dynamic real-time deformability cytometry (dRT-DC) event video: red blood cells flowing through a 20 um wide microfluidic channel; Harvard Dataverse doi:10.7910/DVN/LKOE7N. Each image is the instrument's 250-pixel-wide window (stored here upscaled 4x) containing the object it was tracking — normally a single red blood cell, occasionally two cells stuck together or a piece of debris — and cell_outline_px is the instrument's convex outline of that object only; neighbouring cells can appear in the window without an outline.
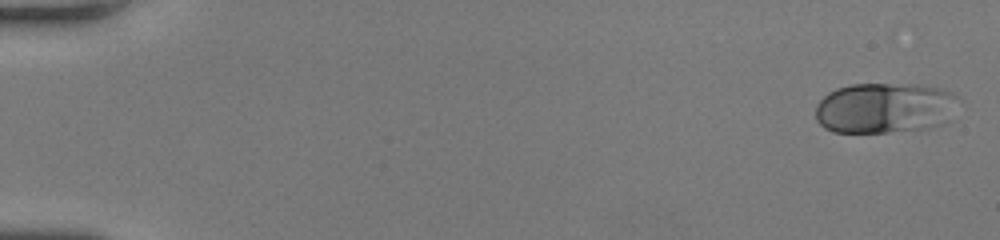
{"species": "human", "species_latin": "Homo sapiens", "temperature_condition": "room temperature", "stored_images_in_passage": 50, "camera_frame_rate_fps": 3000, "um_per_image_px": 0.085, "donor": {"sex": "female"}, "frame": {"image": 1, "passage_image": 1, "time_ms": 0.0, "image_size_px": [1000, 240], "cell_outline_px": [[956, 96], [936, 124], [920, 128], [888, 132], [832, 132], [824, 128], [816, 120], [816, 104], [828, 92], [836, 88], [852, 84], [920, 84], [940, 88], [952, 92]], "centroid_in_image_um": [74.98, 9.14], "position_along_channel_um": 10.0, "area_um2": 40.75}}
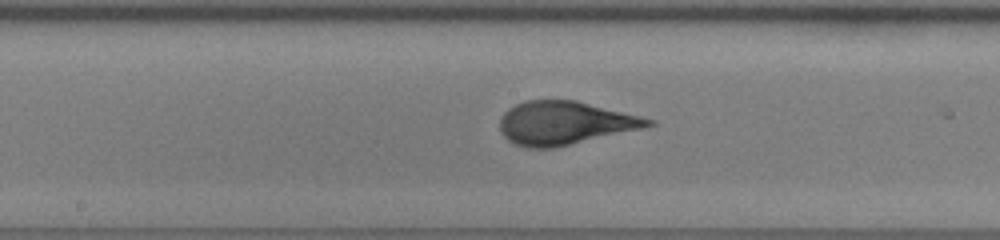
{"frame": {"image": 2, "passage_image": 27, "time_ms": 8.667, "image_size_px": [1000, 240], "cell_outline_px": [[656, 124], [644, 128], [556, 148], [528, 148], [516, 144], [508, 140], [504, 136], [500, 128], [500, 120], [504, 112], [508, 108], [516, 104], [528, 100], [576, 100], [656, 120]], "centroid_in_image_um": [48.02, 10.46], "position_along_channel_um": 200.2, "area_um2": 37.51}}
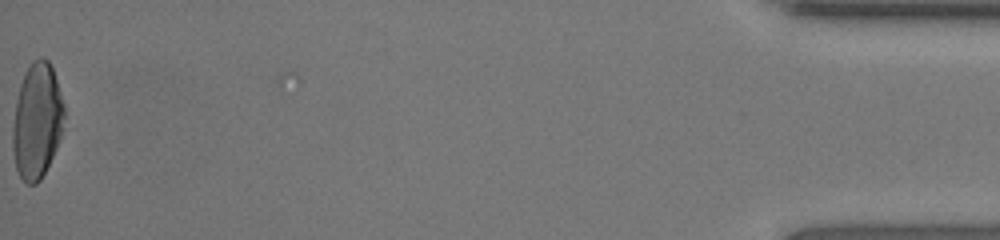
{"frame": {"image": 3, "passage_image": 50, "time_ms": 16.333, "image_size_px": [1000, 240], "cell_outline_px": [[64, 116], [60, 140], [40, 180], [36, 184], [24, 184], [16, 168], [12, 148], [12, 128], [16, 104], [20, 84], [24, 72], [32, 60], [40, 56], [44, 56], [48, 60], [52, 68], [64, 104]], "centroid_in_image_um": [3.13, 10.26], "position_along_channel_um": 432.1, "area_um2": 34.68}, "authors_computed_cell_mechanics": {"area_um2": 37.1654, "velocity_mm_per_s": 4.2505, "shape_relaxation_time_tau1_ms": 4.022, "shape_relaxation_time_tau2_ms": null, "deformation_change_tau1": 0.2055, "deformation_change_tau2": null}}